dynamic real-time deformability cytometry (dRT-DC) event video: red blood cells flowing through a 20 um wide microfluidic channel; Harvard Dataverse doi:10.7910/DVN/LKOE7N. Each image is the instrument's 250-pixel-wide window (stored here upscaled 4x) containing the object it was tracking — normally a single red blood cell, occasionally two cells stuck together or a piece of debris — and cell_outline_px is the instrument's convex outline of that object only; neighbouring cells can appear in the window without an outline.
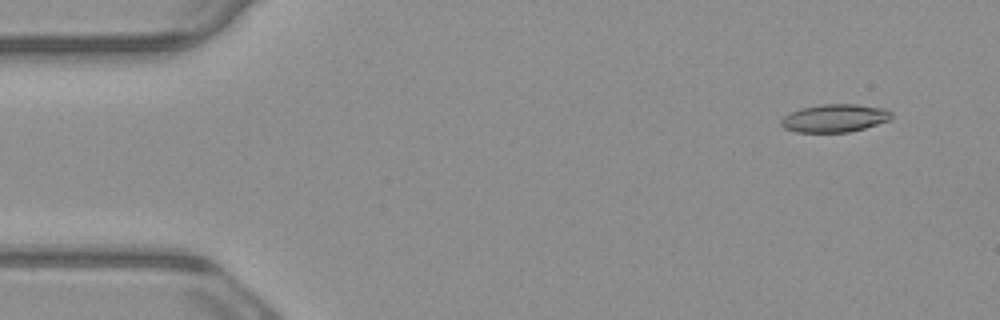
{"species": "common noctule bat (a hibernating species)", "species_latin": "Nyctalus noctula", "temperature_condition": "warm", "stored_images_in_passage": 4, "camera_frame_rate_fps": 3000, "um_per_image_px": 0.085, "animal": {"sex": "male", "body_mass_g": 23.1, "forearm_length_mm": 52.7}, "frame": {"image": 1, "passage_image": 1, "time_ms": 0.0, "image_size_px": [1000, 320], "cell_outline_px": [[892, 120], [864, 128], [848, 132], [796, 132], [784, 128], [780, 124], [780, 120], [788, 112], [800, 108], [820, 104], [856, 104], [888, 108], [892, 112]], "centroid_in_image_um": [70.96, 10.03], "position_along_channel_um": 14.0, "area_um2": 18.32}}
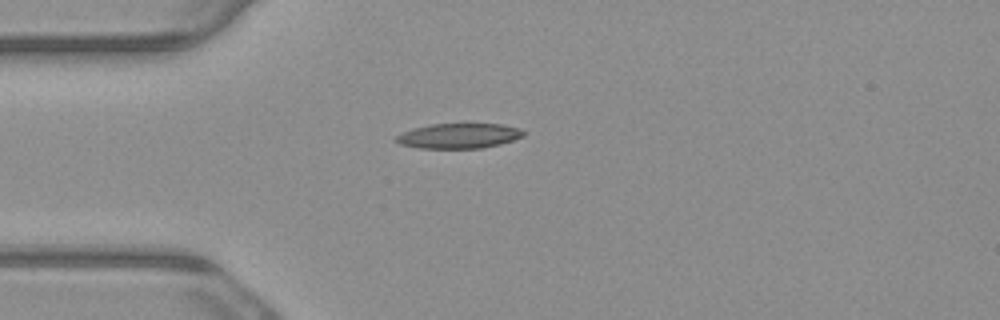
{"frame": {"image": 2, "passage_image": 4, "time_ms": 1.0, "image_size_px": [1000, 320], "cell_outline_px": [[524, 136], [500, 144], [484, 148], [416, 148], [400, 144], [392, 140], [396, 136], [404, 132], [416, 128], [432, 124], [464, 120], [468, 120], [504, 124], [520, 128], [524, 132]], "centroid_in_image_um": [39.05, 11.49], "position_along_channel_um": 46.0, "area_um2": 19.65}}